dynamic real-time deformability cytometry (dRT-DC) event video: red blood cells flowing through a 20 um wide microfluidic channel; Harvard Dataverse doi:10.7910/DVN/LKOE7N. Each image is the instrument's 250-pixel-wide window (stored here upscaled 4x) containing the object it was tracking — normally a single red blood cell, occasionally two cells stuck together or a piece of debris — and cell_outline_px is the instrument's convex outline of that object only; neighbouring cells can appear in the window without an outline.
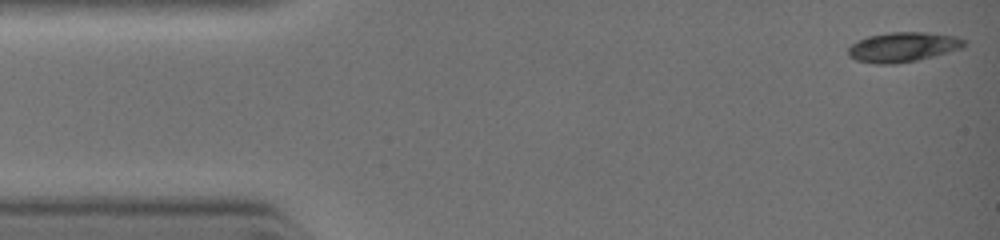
{"species": "common noctule bat (a hibernating species)", "species_latin": "Nyctalus noctula", "temperature_condition": "warm", "stored_images_in_passage": 80, "camera_frame_rate_fps": 3000, "um_per_image_px": 0.085, "animal": {"sex": "female", "body_mass_g": 19.0, "forearm_length_mm": 51.5}, "frame": {"image": 1, "passage_image": 1, "time_ms": 0.0, "image_size_px": [1000, 240], "cell_outline_px": [[964, 44], [960, 48], [932, 56], [916, 60], [892, 64], [872, 64], [856, 60], [848, 56], [848, 48], [852, 44], [868, 36], [892, 32], [924, 32], [956, 36], [964, 40]], "centroid_in_image_um": [76.69, 4.0], "position_along_channel_um": 8.3, "area_um2": 19.77}}
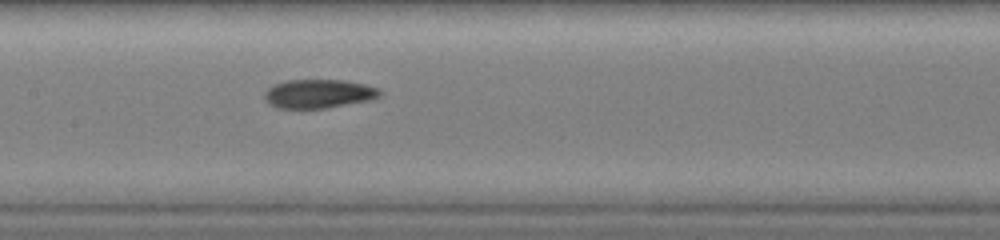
{"frame": {"image": 2, "passage_image": 35, "time_ms": 5.0, "image_size_px": [1000, 240], "cell_outline_px": [[384, 92], [380, 96], [372, 100], [324, 108], [276, 108], [264, 96], [264, 92], [268, 88], [276, 84], [288, 80], [344, 80], [364, 84], [380, 88]], "centroid_in_image_um": [27.16, 7.96], "position_along_channel_um": 180.2, "area_um2": 19.31}}
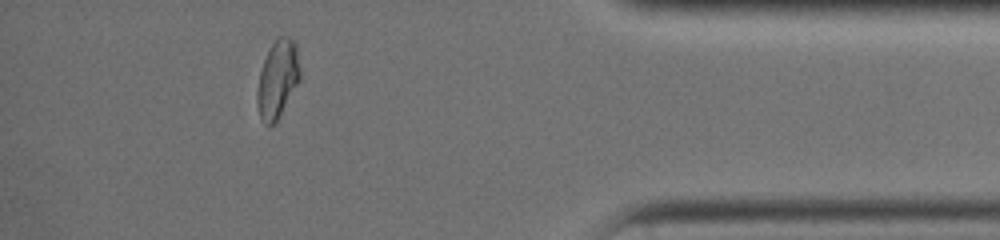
{"frame": {"image": 3, "passage_image": 68, "time_ms": 9.667, "image_size_px": [1000, 240], "cell_outline_px": [[300, 80], [276, 124], [268, 128], [264, 124], [260, 116], [256, 104], [256, 92], [260, 72], [264, 60], [276, 36], [284, 36], [292, 40], [296, 44], [300, 68]], "centroid_in_image_um": [23.59, 6.79], "position_along_channel_um": 411.6, "area_um2": 19.71}}